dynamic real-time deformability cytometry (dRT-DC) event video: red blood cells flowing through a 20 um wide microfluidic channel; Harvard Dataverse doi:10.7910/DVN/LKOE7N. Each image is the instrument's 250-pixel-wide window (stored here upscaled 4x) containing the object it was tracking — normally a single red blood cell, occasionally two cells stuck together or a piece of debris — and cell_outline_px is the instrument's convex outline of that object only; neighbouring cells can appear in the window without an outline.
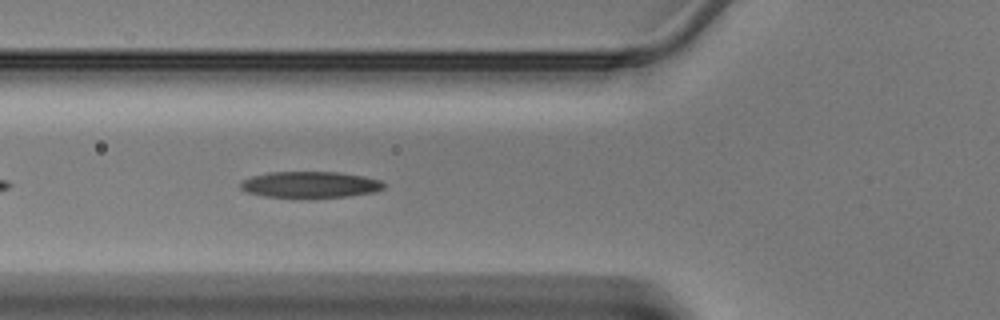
{"species": "Egyptian fruit bat (a non-hibernating species)", "species_latin": "Rousettus aegyptiacus", "temperature_condition": "warm", "stored_images_in_passage": 10, "camera_frame_rate_fps": 3000, "um_per_image_px": 0.085, "animal": {"sex": "male"}, "frame": {"image": 1, "passage_image": 5, "time_ms": 1.333, "image_size_px": [1000, 320], "cell_outline_px": [[384, 188], [372, 192], [348, 196], [264, 196], [248, 192], [240, 188], [240, 180], [252, 176], [268, 172], [340, 172], [364, 176], [380, 180], [384, 184]], "centroid_in_image_um": [26.34, 15.66], "position_along_channel_um": 99.5, "area_um2": 21.44}}